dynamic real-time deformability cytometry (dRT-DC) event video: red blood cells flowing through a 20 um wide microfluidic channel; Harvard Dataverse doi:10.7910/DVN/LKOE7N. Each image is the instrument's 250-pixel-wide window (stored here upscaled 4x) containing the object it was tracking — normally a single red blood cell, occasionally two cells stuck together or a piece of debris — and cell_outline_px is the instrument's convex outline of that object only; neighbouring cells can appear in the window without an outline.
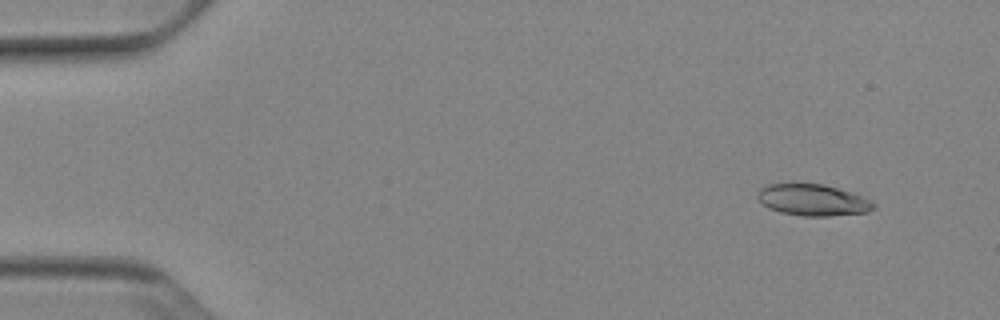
{"species": "Egyptian fruit bat (a non-hibernating species)", "species_latin": "Rousettus aegyptiacus", "temperature_condition": "cold", "stored_images_in_passage": 52, "camera_frame_rate_fps": 3000, "um_per_image_px": 0.085, "animal": {"sex": "female"}, "frame": {"image": 1, "passage_image": 5, "time_ms": 1.333, "image_size_px": [1000, 320], "cell_outline_px": [[876, 208], [868, 212], [828, 216], [804, 216], [780, 212], [768, 208], [756, 196], [756, 192], [760, 188], [768, 184], [824, 184], [852, 192], [872, 200], [876, 204]], "centroid_in_image_um": [69.12, 17.0], "position_along_channel_um": 15.9, "area_um2": 21.39}}
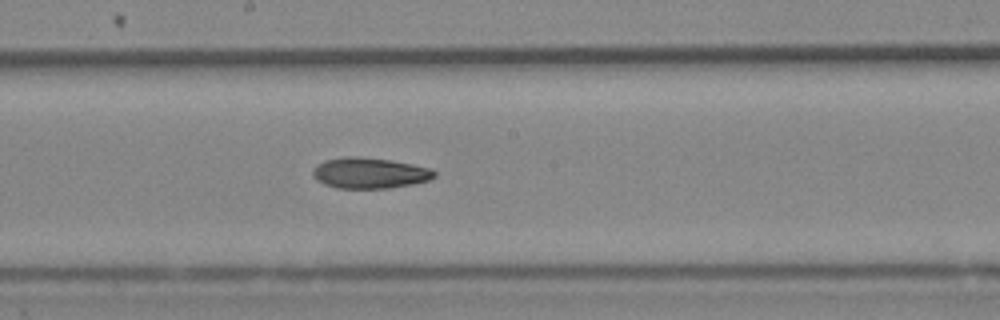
{"frame": {"image": 2, "passage_image": 29, "time_ms": 9.333, "image_size_px": [1000, 320], "cell_outline_px": [[436, 176], [428, 180], [412, 184], [392, 188], [336, 188], [324, 184], [316, 180], [312, 176], [312, 168], [316, 164], [324, 160], [344, 156], [356, 156], [392, 160], [432, 168], [436, 172]], "centroid_in_image_um": [31.39, 14.7], "position_along_channel_um": 216.8, "area_um2": 22.14}}
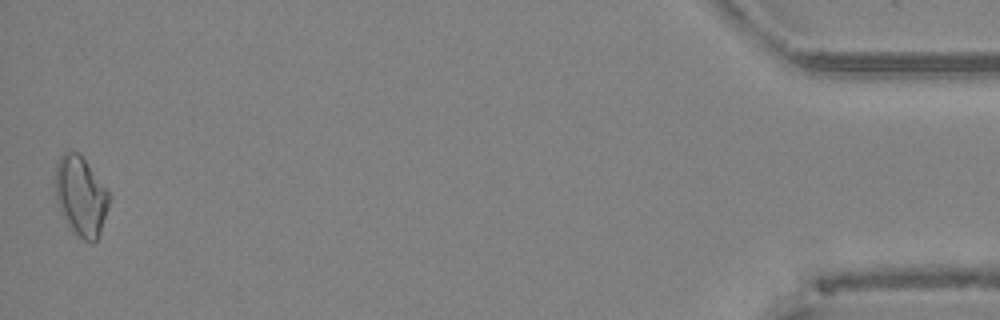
{"frame": {"image": 3, "passage_image": 52, "time_ms": 17.0, "image_size_px": [1000, 320], "cell_outline_px": [[108, 208], [100, 232], [96, 240], [92, 244], [84, 240], [72, 228], [60, 212], [56, 200], [56, 164], [60, 156], [64, 152], [76, 152], [84, 160], [108, 188]], "centroid_in_image_um": [6.88, 16.66], "position_along_channel_um": 428.3, "area_um2": 24.39}, "authors_computed_cell_mechanics": {"area_um2": 21.7328, "velocity_mm_per_s": 3.9012, "shape_relaxation_time_tau1_ms": 10.3066, "shape_relaxation_time_tau2_ms": 7.9959, "deformation_change_tau1": 0.1776, "deformation_change_tau2": 0.1668}}